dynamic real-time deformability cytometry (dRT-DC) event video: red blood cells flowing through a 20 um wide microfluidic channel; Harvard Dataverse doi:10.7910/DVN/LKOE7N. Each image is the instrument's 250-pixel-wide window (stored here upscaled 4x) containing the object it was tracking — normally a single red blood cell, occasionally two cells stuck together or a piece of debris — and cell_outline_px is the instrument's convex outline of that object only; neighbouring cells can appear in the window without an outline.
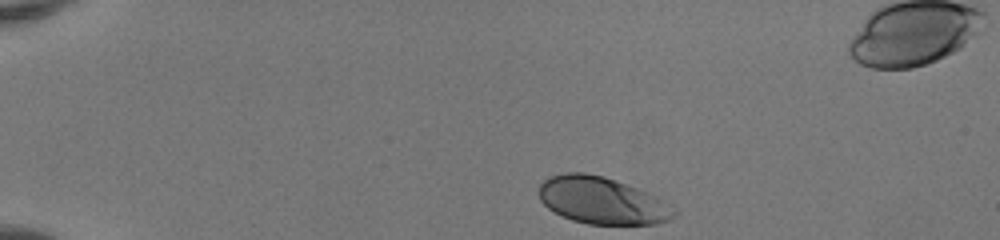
{"species": "human", "species_latin": "Homo sapiens", "temperature_condition": "room temperature", "stored_images_in_passage": 35, "camera_frame_rate_fps": 3000, "um_per_image_px": 0.085, "donor": {"sex": "female"}, "frame": {"image": 1, "passage_image": 1, "time_ms": 0.0, "image_size_px": [1000, 240], "cell_outline_px": [[680, 212], [676, 216], [668, 220], [656, 224], [588, 224], [572, 220], [548, 208], [540, 200], [540, 184], [548, 176], [564, 172], [584, 172], [604, 176], [636, 188], [656, 196]], "centroid_in_image_um": [51.18, 17.04], "position_along_channel_um": 33.8, "area_um2": 36.93}}
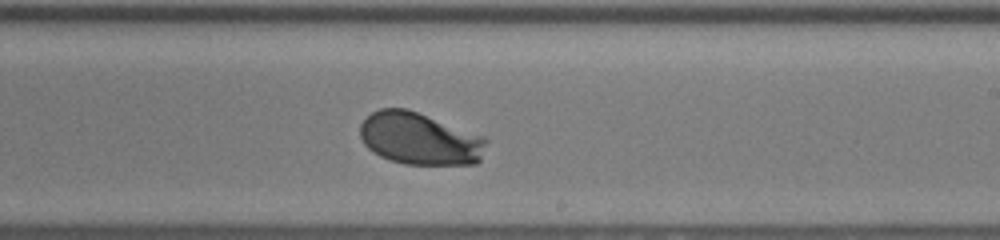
{"frame": {"image": 2, "passage_image": 23, "time_ms": 7.333, "image_size_px": [1000, 240], "cell_outline_px": [[488, 140], [480, 160], [476, 164], [404, 164], [380, 156], [372, 152], [364, 144], [360, 136], [360, 124], [372, 112], [380, 108], [408, 108], [484, 136]], "centroid_in_image_um": [35.67, 11.78], "position_along_channel_um": 253.3, "area_um2": 38.49}}
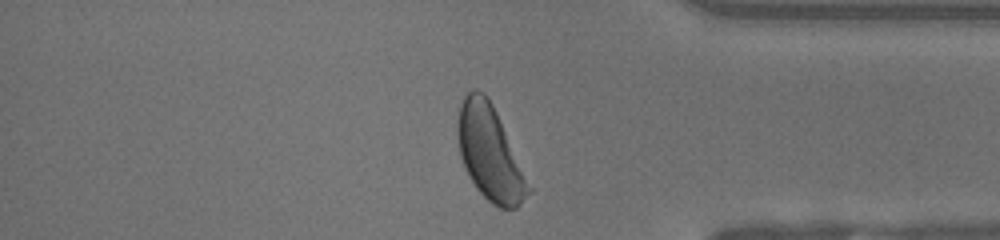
{"frame": {"image": 3, "passage_image": 34, "time_ms": 11.0, "image_size_px": [1000, 240], "cell_outline_px": [[532, 192], [516, 208], [500, 208], [492, 204], [476, 188], [460, 156], [456, 132], [456, 128], [460, 104], [464, 96], [472, 88], [476, 88], [484, 92], [488, 96], [496, 112], [532, 188]], "centroid_in_image_um": [41.63, 12.99], "position_along_channel_um": 393.6, "area_um2": 38.73}, "authors_computed_cell_mechanics": {"area_um2": 37.8012, "velocity_mm_per_s": 4.1079, "shape_relaxation_time_tau1_ms": 1.7428, "shape_relaxation_time_tau2_ms": null, "deformation_change_tau1": 0.13, "deformation_change_tau2": null}}